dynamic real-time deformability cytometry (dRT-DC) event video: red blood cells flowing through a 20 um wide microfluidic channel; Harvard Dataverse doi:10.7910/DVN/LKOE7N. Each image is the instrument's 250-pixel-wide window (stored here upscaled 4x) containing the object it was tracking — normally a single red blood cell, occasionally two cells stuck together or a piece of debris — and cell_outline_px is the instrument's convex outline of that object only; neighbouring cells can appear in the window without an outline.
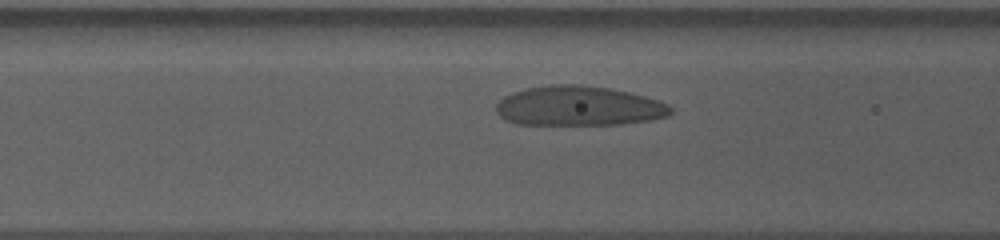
{"species": "human", "species_latin": "Homo sapiens", "temperature_condition": "cold", "stored_images_in_passage": 12, "camera_frame_rate_fps": 3000, "um_per_image_px": 0.085, "donor": {"sex": "male"}, "frame": {"image": 1, "passage_image": 9, "time_ms": 2.667, "image_size_px": [1000, 240], "cell_outline_px": [[672, 112], [668, 116], [652, 120], [620, 124], [516, 124], [504, 120], [496, 112], [496, 104], [504, 96], [512, 92], [524, 88], [548, 84], [580, 84], [608, 88], [628, 92], [644, 96], [668, 104], [672, 108]], "centroid_in_image_um": [49.15, 9.0], "position_along_channel_um": 117.4, "area_um2": 40.58}}